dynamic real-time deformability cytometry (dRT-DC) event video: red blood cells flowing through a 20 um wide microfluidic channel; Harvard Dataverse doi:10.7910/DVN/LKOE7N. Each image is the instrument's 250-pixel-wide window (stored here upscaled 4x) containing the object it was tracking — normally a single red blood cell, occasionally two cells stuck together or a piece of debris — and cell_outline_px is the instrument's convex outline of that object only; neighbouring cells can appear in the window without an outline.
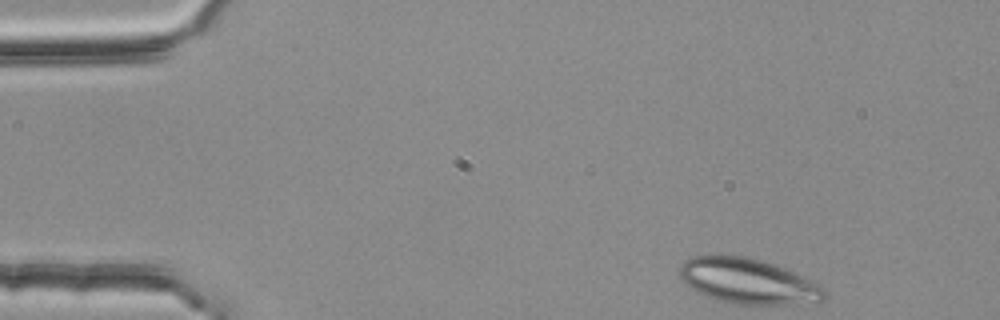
{"species": "common noctule bat (a hibernating species)", "species_latin": "Nyctalus noctula", "temperature_condition": "room temperature", "stored_images_in_passage": 43, "camera_frame_rate_fps": 3000, "um_per_image_px": 0.085, "animal": {"sex": "female", "body_mass_g": 25.1}, "frame": {"image": 1, "passage_image": 1, "time_ms": 0.0, "image_size_px": [1000, 320], "cell_outline_px": [[828, 296], [820, 304], [736, 304], [720, 300], [696, 292], [684, 284], [680, 280], [676, 272], [680, 264], [684, 260], [692, 256], [744, 256], [760, 260], [784, 268], [812, 280], [824, 288], [828, 292]], "centroid_in_image_um": [63.59, 23.92], "position_along_channel_um": 21.4, "area_um2": 38.73}}
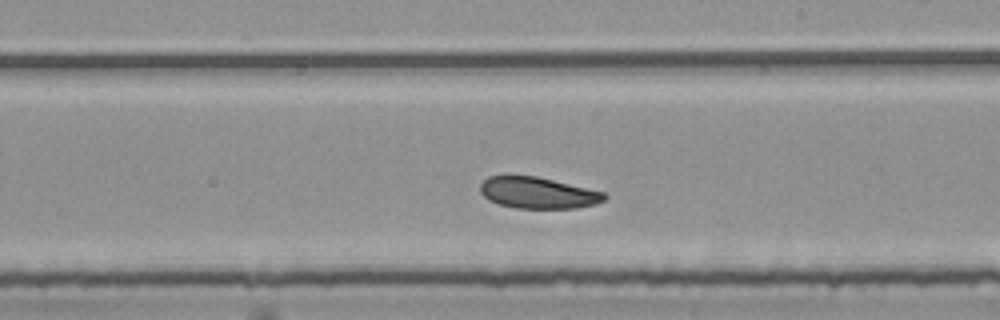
{"frame": {"image": 2, "passage_image": 26, "time_ms": 8.333, "image_size_px": [1000, 320], "cell_outline_px": [[608, 196], [604, 200], [596, 204], [576, 208], [516, 208], [500, 204], [488, 200], [480, 192], [480, 184], [488, 176], [536, 176], [604, 192]], "centroid_in_image_um": [45.72, 16.39], "position_along_channel_um": 243.3, "area_um2": 22.54}}
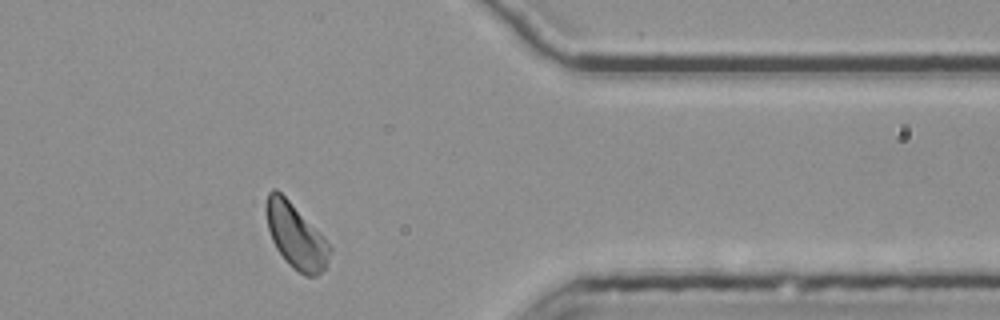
{"frame": {"image": 3, "passage_image": 39, "time_ms": 12.667, "image_size_px": [1000, 320], "cell_outline_px": [[332, 252], [324, 268], [316, 276], [304, 276], [292, 268], [284, 260], [276, 248], [272, 240], [268, 228], [264, 212], [264, 204], [268, 192], [272, 188], [276, 188], [288, 200], [332, 248]], "centroid_in_image_um": [25.08, 20.07], "position_along_channel_um": 386.3, "area_um2": 23.7}, "authors_computed_cell_mechanics": {"area_um2": 24.2182, "velocity_mm_per_s": 3.7319, "shape_relaxation_time_tau1_ms": 6.1678, "shape_relaxation_time_tau2_ms": 4.8878, "deformation_change_tau1": 0.1176, "deformation_change_tau2": 0.088}}